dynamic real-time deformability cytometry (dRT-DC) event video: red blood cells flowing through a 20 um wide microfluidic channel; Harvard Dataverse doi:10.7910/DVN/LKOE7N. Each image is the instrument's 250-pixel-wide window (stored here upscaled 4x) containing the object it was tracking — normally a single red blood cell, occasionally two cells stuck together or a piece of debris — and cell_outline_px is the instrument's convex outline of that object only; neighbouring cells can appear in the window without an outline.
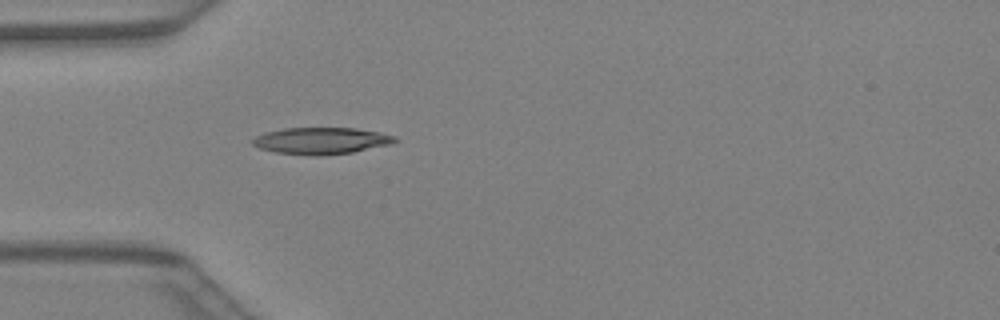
{"species": "Egyptian fruit bat (a non-hibernating species)", "species_latin": "Rousettus aegyptiacus", "temperature_condition": "warm", "stored_images_in_passage": 16, "camera_frame_rate_fps": 3000, "um_per_image_px": 0.085, "animal": {"sex": "female"}, "frame": {"image": 1, "passage_image": 1, "time_ms": 0.0, "image_size_px": [1000, 320], "cell_outline_px": [[400, 140], [388, 144], [352, 152], [320, 156], [316, 156], [276, 152], [260, 148], [252, 144], [252, 140], [256, 136], [264, 132], [284, 128], [356, 128], [380, 132], [396, 136]], "centroid_in_image_um": [27.3, 11.95], "position_along_channel_um": 57.7, "area_um2": 22.08}}
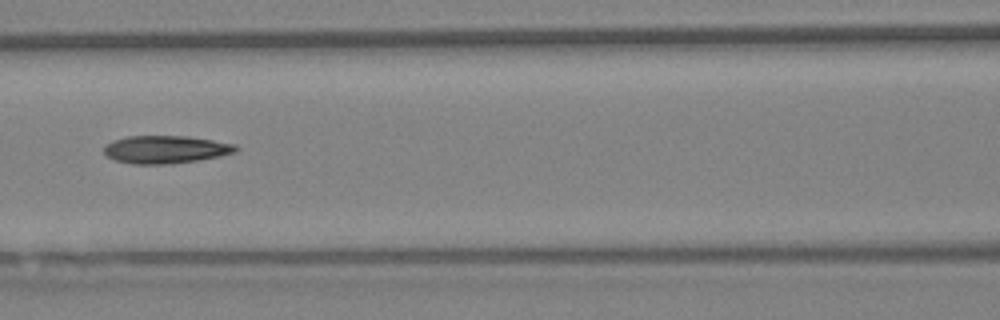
{"frame": {"image": 2, "passage_image": 7, "time_ms": 2.0, "image_size_px": [1000, 320], "cell_outline_px": [[240, 148], [236, 152], [220, 156], [172, 164], [132, 164], [116, 160], [108, 156], [104, 152], [104, 148], [112, 140], [128, 136], [184, 136], [212, 140], [236, 144]], "centroid_in_image_um": [14.1, 12.7], "position_along_channel_um": 152.5, "area_um2": 21.27}}
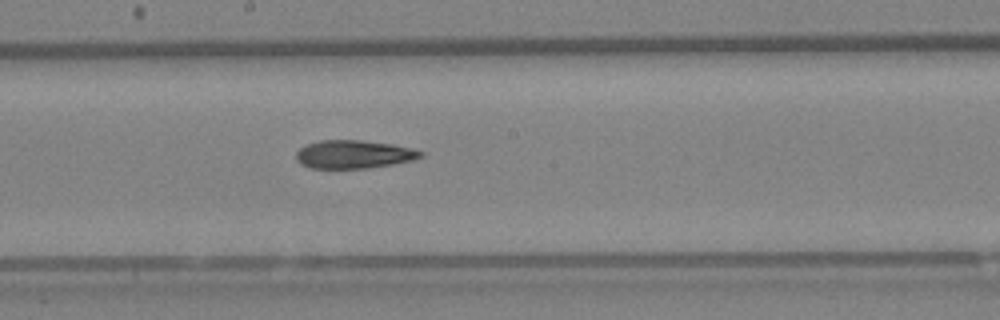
{"frame": {"image": 3, "passage_image": 11, "time_ms": 3.333, "image_size_px": [1000, 320], "cell_outline_px": [[424, 156], [412, 160], [392, 164], [368, 168], [308, 168], [300, 164], [296, 160], [296, 152], [300, 148], [308, 144], [320, 140], [360, 140], [392, 144], [412, 148], [424, 152]], "centroid_in_image_um": [30.06, 13.12], "position_along_channel_um": 218.1, "area_um2": 20.52}}